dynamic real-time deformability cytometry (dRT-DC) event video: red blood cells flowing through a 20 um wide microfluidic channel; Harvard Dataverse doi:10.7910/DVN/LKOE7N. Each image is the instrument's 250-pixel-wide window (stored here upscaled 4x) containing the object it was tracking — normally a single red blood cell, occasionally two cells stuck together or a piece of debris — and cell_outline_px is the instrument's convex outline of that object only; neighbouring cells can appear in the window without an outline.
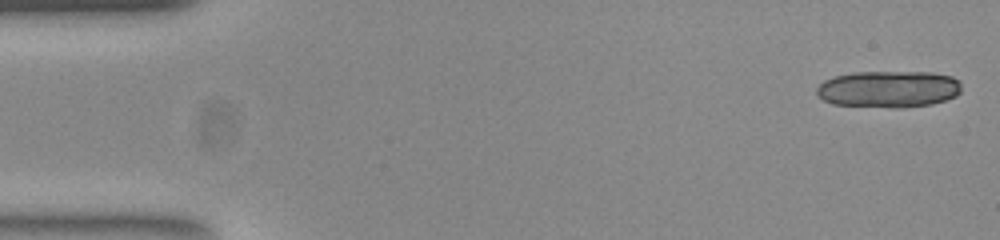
{"species": "common noctule bat (a hibernating species)", "species_latin": "Nyctalus noctula", "temperature_condition": "room temperature", "stored_images_in_passage": 17, "camera_frame_rate_fps": 3000, "um_per_image_px": 0.085, "animal": {"sex": "female", "body_mass_g": 23.0, "forearm_length_mm": 53.4}, "frame": {"image": 1, "passage_image": 1, "time_ms": 0.0, "image_size_px": [1000, 240], "cell_outline_px": [[960, 92], [956, 96], [932, 104], [896, 108], [832, 104], [816, 96], [816, 88], [824, 80], [836, 76], [856, 72], [932, 72], [952, 76], [960, 80]], "centroid_in_image_um": [75.53, 7.57], "position_along_channel_um": 9.5, "area_um2": 31.15}}